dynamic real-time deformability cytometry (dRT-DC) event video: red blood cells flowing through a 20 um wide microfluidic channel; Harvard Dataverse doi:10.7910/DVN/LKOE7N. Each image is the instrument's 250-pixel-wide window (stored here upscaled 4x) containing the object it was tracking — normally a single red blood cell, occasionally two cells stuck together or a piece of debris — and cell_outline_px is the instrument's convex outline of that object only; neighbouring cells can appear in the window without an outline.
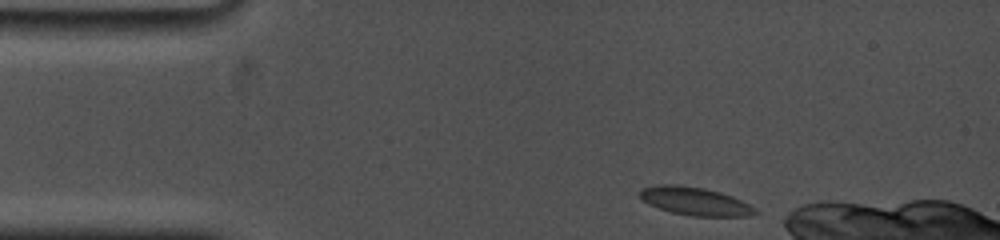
{"species": "common noctule bat (a hibernating species)", "species_latin": "Nyctalus noctula", "temperature_condition": "cold", "stored_images_in_passage": 19, "camera_frame_rate_fps": 5000, "um_per_image_px": 0.085, "animal": {"sex": "female", "body_mass_g": 19.0, "forearm_length_mm": 53.3}, "frame": {"image": 1, "passage_image": 1, "time_ms": 0.0, "image_size_px": [1000, 240], "cell_outline_px": [[760, 212], [748, 216], [692, 216], [672, 212], [648, 204], [640, 196], [640, 188], [660, 184], [676, 184], [704, 188], [720, 192], [732, 196], [756, 208]], "centroid_in_image_um": [59.08, 17.1], "position_along_channel_um": 25.9, "area_um2": 18.84}}
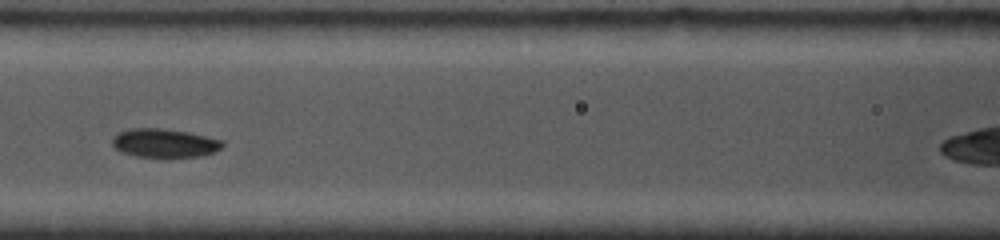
{"frame": {"image": 2, "passage_image": 10, "time_ms": 5.0, "image_size_px": [1000, 240], "cell_outline_px": [[224, 144], [216, 152], [200, 156], [136, 156], [120, 152], [112, 144], [112, 136], [116, 132], [128, 128], [160, 128], [188, 132], [224, 140]], "centroid_in_image_um": [13.95, 12.14], "position_along_channel_um": 152.7, "area_um2": 18.44}}
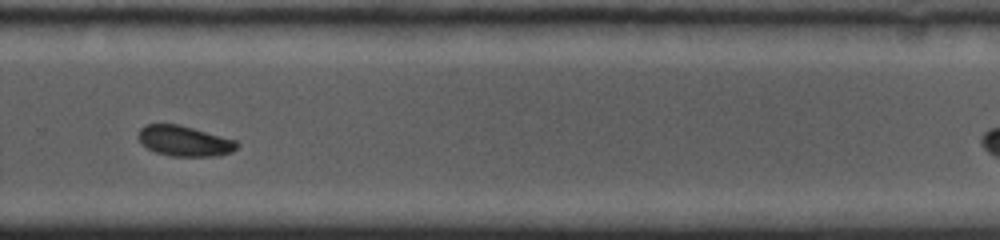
{"frame": {"image": 3, "passage_image": 17, "time_ms": 9.4, "image_size_px": [1000, 240], "cell_outline_px": [[236, 148], [232, 152], [216, 156], [172, 156], [156, 152], [140, 144], [136, 136], [140, 128], [144, 124], [180, 124], [236, 140]], "centroid_in_image_um": [15.61, 11.97], "position_along_channel_um": 314.2, "area_um2": 17.57}}